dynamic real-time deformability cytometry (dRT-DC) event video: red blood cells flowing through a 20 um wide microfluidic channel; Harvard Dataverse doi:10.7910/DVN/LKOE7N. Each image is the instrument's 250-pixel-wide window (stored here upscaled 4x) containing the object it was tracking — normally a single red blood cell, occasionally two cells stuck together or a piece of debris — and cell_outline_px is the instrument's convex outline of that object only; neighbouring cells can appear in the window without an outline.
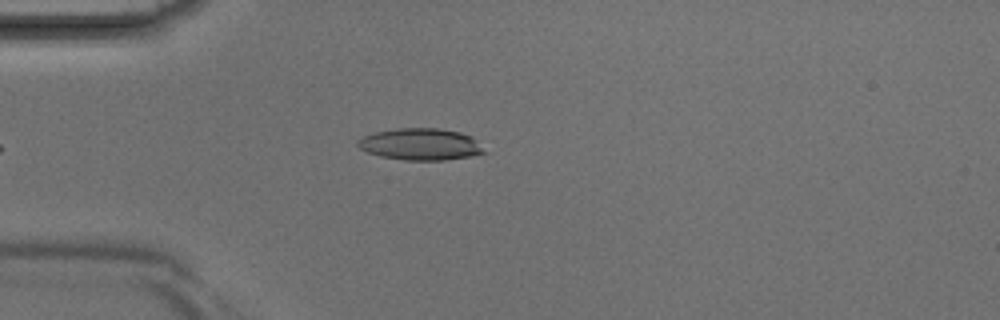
{"species": "Egyptian fruit bat (a non-hibernating species)", "species_latin": "Rousettus aegyptiacus", "temperature_condition": "room temperature", "stored_images_in_passage": 3, "camera_frame_rate_fps": 3000, "um_per_image_px": 0.085, "animal": {"sex": "male"}, "frame": {"image": 1, "passage_image": 3, "time_ms": 0.667, "image_size_px": [1000, 320], "cell_outline_px": [[488, 152], [472, 156], [444, 160], [404, 160], [380, 156], [368, 152], [360, 148], [356, 144], [356, 140], [364, 136], [376, 132], [396, 128], [436, 128], [460, 132], [472, 136]], "centroid_in_image_um": [35.76, 12.26], "position_along_channel_um": 49.2, "area_um2": 23.47}}